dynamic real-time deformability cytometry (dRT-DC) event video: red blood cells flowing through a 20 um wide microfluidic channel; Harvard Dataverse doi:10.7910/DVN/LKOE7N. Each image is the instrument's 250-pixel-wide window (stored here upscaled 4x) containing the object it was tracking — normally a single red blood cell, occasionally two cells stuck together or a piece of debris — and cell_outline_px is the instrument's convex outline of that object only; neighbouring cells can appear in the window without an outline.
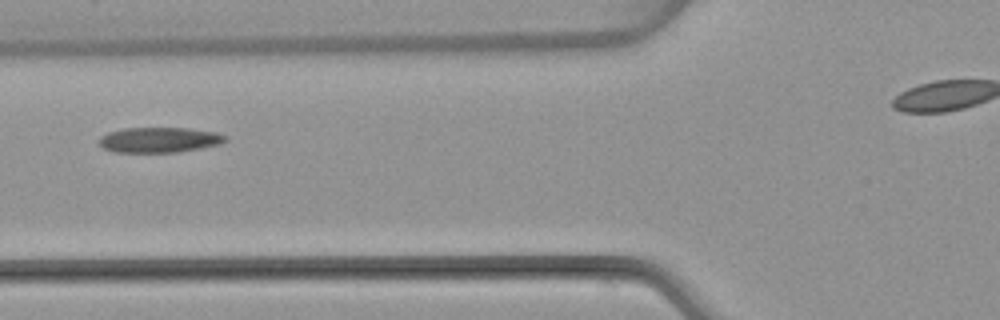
{"species": "common noctule bat (a hibernating species)", "species_latin": "Nyctalus noctula", "temperature_condition": "warm", "stored_images_in_passage": 3, "camera_frame_rate_fps": 3000, "um_per_image_px": 0.085, "animal": {"sex": "female", "body_mass_g": 22.7, "forearm_length_mm": 54.2}, "frame": {"image": 1, "passage_image": 3, "time_ms": 2.333, "image_size_px": [1000, 320], "cell_outline_px": [[228, 140], [220, 144], [200, 148], [176, 152], [116, 152], [104, 148], [100, 144], [100, 136], [108, 132], [124, 128], [188, 128], [216, 132], [228, 136]], "centroid_in_image_um": [13.57, 11.88], "position_along_channel_um": 112.2, "area_um2": 18.55}}